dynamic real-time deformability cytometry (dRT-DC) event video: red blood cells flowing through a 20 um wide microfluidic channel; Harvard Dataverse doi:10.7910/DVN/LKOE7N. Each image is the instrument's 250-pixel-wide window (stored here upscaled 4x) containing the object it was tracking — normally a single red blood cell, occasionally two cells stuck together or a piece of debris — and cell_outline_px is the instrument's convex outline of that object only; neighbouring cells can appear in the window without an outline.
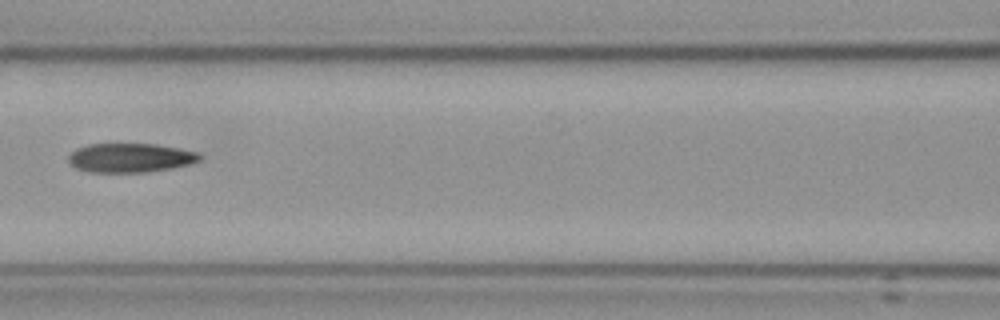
{"species": "Egyptian fruit bat (a non-hibernating species)", "species_latin": "Rousettus aegyptiacus", "temperature_condition": "cold", "stored_images_in_passage": 4, "camera_frame_rate_fps": 3000, "um_per_image_px": 0.085, "frame": {"image": 1, "passage_image": 4, "time_ms": 3.667, "image_size_px": [1000, 320], "cell_outline_px": [[204, 156], [200, 160], [188, 164], [148, 172], [88, 172], [76, 168], [68, 160], [68, 156], [76, 148], [88, 144], [156, 144], [180, 148], [196, 152]], "centroid_in_image_um": [11.07, 13.4], "position_along_channel_um": 155.5, "area_um2": 22.2}}